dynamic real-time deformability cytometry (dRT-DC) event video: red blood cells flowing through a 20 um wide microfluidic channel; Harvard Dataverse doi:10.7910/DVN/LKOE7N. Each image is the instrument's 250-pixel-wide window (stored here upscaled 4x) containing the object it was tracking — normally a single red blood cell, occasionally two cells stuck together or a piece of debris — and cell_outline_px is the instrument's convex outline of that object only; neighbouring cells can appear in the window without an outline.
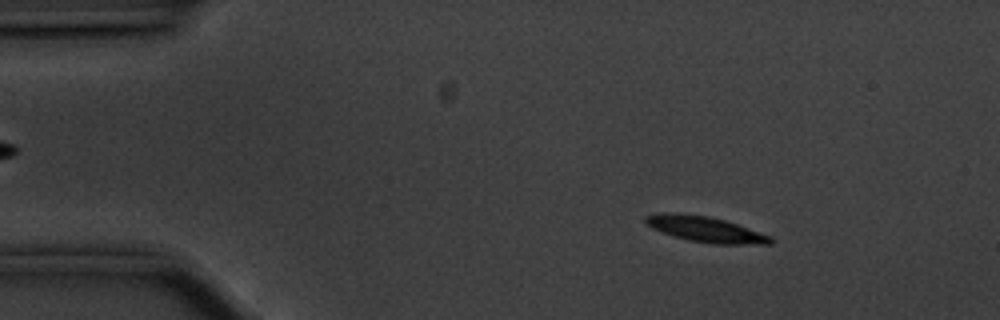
{"species": "common noctule bat (a hibernating species)", "species_latin": "Nyctalus noctula", "temperature_condition": "cold", "stored_images_in_passage": 56, "camera_frame_rate_fps": 3000, "um_per_image_px": 0.085, "animal": {"sex": "male", "body_mass_g": 20.1, "forearm_length_mm": 53.5}, "frame": {"image": 1, "passage_image": 8, "time_ms": 2.333, "image_size_px": [1000, 320], "cell_outline_px": [[776, 240], [772, 244], [712, 244], [688, 240], [672, 236], [652, 228], [644, 220], [644, 216], [656, 212], [664, 212], [708, 216], [724, 220], [772, 236]], "centroid_in_image_um": [59.96, 19.49], "position_along_channel_um": 25.0, "area_um2": 18.73}}
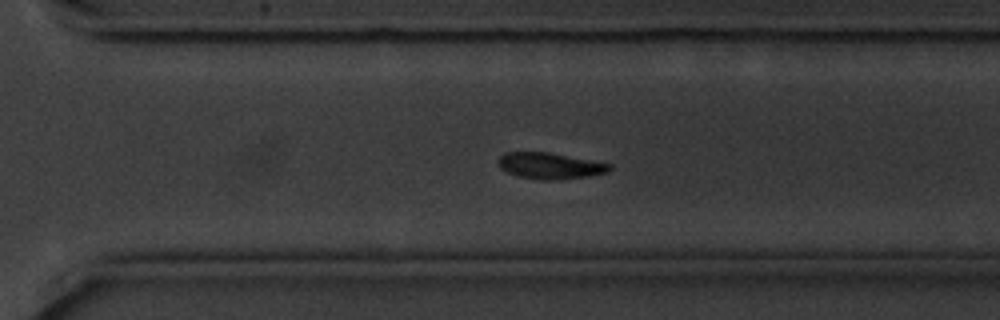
{"frame": {"image": 2, "passage_image": 39, "time_ms": 12.667, "image_size_px": [1000, 320], "cell_outline_px": [[612, 168], [608, 172], [588, 176], [556, 180], [540, 180], [520, 176], [508, 172], [500, 168], [500, 156], [504, 152], [548, 152], [612, 164]], "centroid_in_image_um": [46.78, 14.09], "position_along_channel_um": 323.8, "area_um2": 16.82}}
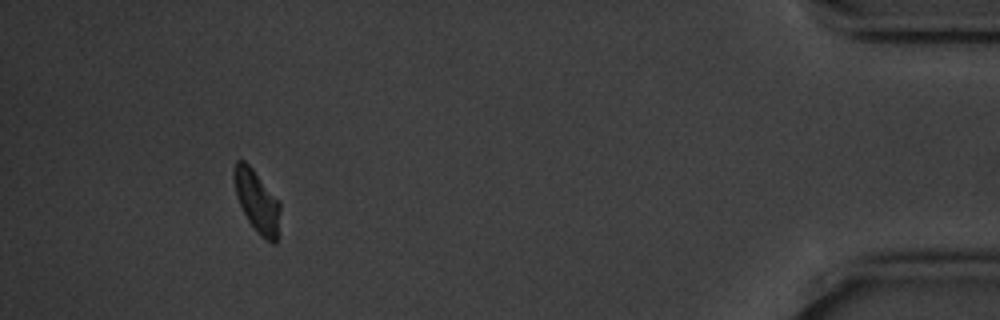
{"frame": {"image": 3, "passage_image": 52, "time_ms": 17.0, "image_size_px": [1000, 320], "cell_outline_px": [[280, 240], [276, 244], [272, 244], [260, 236], [256, 232], [248, 220], [236, 196], [232, 176], [232, 172], [236, 160], [244, 160], [252, 168], [280, 204]], "centroid_in_image_um": [21.85, 17.18], "position_along_channel_um": 413.3, "area_um2": 16.94}, "authors_computed_cell_mechanics": {"area_um2": 17.6579, "velocity_mm_per_s": 3.5191, "shape_relaxation_time_tau1_ms": 1.9141, "shape_relaxation_time_tau2_ms": null, "deformation_change_tau1": 0.1228, "deformation_change_tau2": null}}